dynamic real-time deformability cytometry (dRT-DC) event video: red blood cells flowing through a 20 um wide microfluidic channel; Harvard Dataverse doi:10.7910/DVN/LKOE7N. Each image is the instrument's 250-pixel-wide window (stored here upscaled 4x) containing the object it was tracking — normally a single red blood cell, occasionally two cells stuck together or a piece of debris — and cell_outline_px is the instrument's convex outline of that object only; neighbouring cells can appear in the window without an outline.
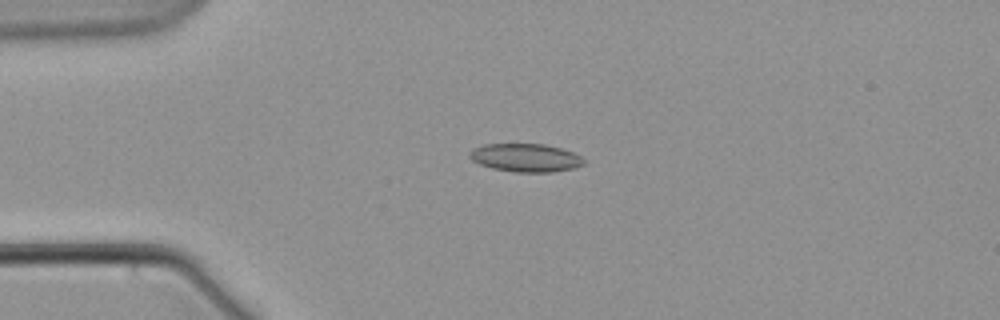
{"species": "common noctule bat (a hibernating species)", "species_latin": "Nyctalus noctula", "temperature_condition": "warm", "stored_images_in_passage": 5, "camera_frame_rate_fps": 3000, "um_per_image_px": 0.085, "animal": {"sex": "male", "body_mass_g": 21.5, "forearm_length_mm": 52.0}, "frame": {"image": 1, "passage_image": 4, "time_ms": 4.667, "image_size_px": [1000, 320], "cell_outline_px": [[584, 164], [572, 168], [552, 172], [516, 172], [492, 168], [480, 164], [472, 160], [468, 156], [468, 152], [472, 148], [484, 144], [544, 144], [560, 148], [572, 152], [580, 156], [584, 160]], "centroid_in_image_um": [44.63, 13.4], "position_along_channel_um": 40.4, "area_um2": 18.73}}